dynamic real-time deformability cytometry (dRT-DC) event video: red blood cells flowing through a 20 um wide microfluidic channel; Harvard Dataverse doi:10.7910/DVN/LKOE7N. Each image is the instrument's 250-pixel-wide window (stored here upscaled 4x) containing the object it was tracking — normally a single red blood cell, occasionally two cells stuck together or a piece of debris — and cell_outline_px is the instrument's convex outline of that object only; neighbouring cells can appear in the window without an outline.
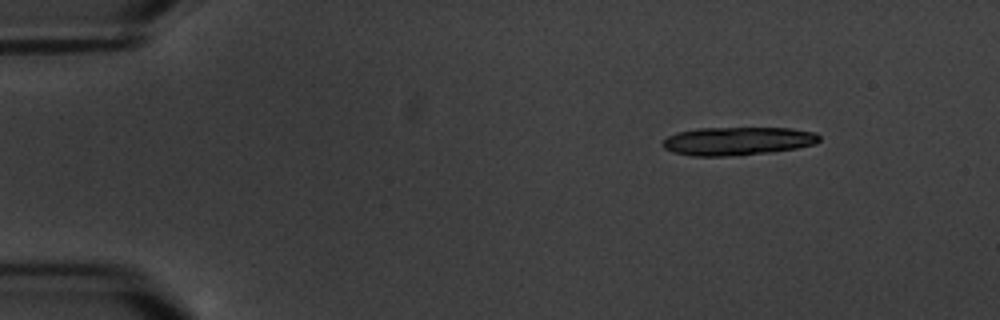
{"species": "common noctule bat (a hibernating species)", "species_latin": "Nyctalus noctula", "temperature_condition": "warm", "stored_images_in_passage": 4, "camera_frame_rate_fps": 3000, "um_per_image_px": 0.085, "animal": {"sex": "male", "body_mass_g": 20.1, "forearm_length_mm": 53.5}, "frame": {"image": 1, "passage_image": 1, "time_ms": 0.0, "image_size_px": [1000, 320], "cell_outline_px": [[820, 140], [816, 144], [796, 148], [772, 152], [728, 156], [692, 156], [672, 152], [664, 148], [660, 144], [668, 136], [676, 132], [696, 128], [792, 128], [816, 132], [820, 136]], "centroid_in_image_um": [62.69, 11.99], "position_along_channel_um": 22.3, "area_um2": 26.07}}